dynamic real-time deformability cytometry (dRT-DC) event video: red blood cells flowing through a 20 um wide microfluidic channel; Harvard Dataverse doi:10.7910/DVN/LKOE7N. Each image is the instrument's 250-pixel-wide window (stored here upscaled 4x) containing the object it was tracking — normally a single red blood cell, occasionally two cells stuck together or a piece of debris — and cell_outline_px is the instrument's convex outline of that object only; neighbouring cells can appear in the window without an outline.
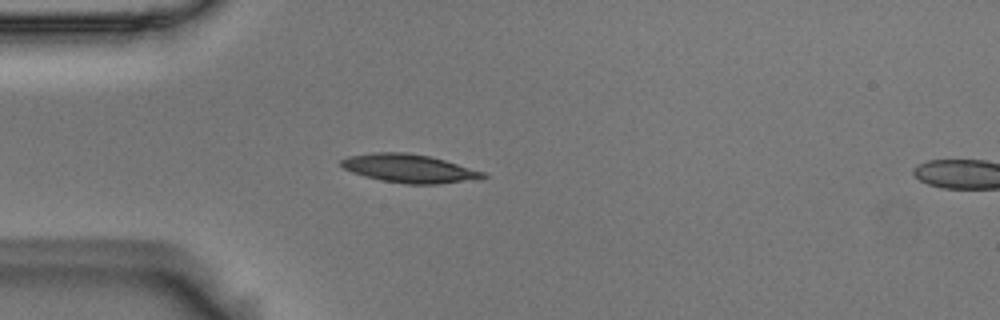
{"species": "Egyptian fruit bat (a non-hibernating species)", "species_latin": "Rousettus aegyptiacus", "temperature_condition": "room temperature", "stored_images_in_passage": 6, "camera_frame_rate_fps": 3000, "um_per_image_px": 0.085, "animal": {"sex": "male"}, "frame": {"image": 1, "passage_image": 5, "time_ms": 1.333, "image_size_px": [1000, 320], "cell_outline_px": [[488, 176], [476, 180], [440, 184], [404, 184], [364, 176], [352, 172], [344, 168], [340, 164], [340, 160], [348, 156], [372, 152], [408, 152], [428, 156], [444, 160], [484, 172]], "centroid_in_image_um": [34.78, 14.32], "position_along_channel_um": 50.2, "area_um2": 23.47}}